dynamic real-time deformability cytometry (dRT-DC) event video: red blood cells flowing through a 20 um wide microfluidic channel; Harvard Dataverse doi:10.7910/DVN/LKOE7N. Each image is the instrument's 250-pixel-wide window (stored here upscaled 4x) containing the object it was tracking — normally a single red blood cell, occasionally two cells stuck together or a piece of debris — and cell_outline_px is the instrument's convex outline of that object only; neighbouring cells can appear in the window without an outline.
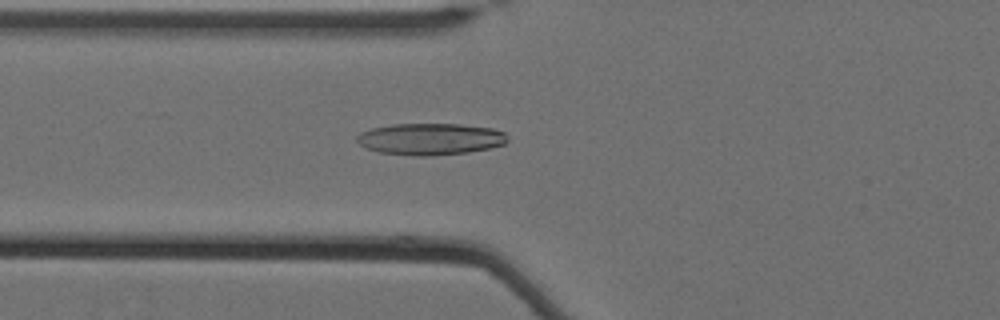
{"species": "Egyptian fruit bat (a non-hibernating species)", "species_latin": "Rousettus aegyptiacus", "temperature_condition": "cold", "stored_images_in_passage": 25, "camera_frame_rate_fps": 3000, "um_per_image_px": 0.085, "animal": {"sex": "female"}, "frame": {"image": 1, "passage_image": 23, "time_ms": 7.333, "image_size_px": [1000, 320], "cell_outline_px": [[508, 140], [504, 144], [488, 148], [468, 152], [432, 156], [416, 156], [380, 152], [364, 148], [356, 140], [356, 136], [360, 132], [372, 128], [392, 124], [460, 124], [492, 128], [504, 132], [508, 136]], "centroid_in_image_um": [36.56, 11.82], "position_along_channel_um": 89.2, "area_um2": 27.92}}